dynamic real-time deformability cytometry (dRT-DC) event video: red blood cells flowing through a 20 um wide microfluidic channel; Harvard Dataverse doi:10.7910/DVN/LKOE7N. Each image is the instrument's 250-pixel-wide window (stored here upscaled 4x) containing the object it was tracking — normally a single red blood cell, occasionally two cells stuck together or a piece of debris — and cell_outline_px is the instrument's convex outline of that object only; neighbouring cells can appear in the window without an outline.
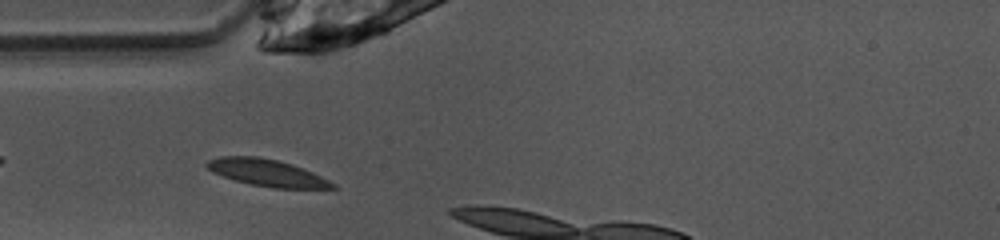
{"species": "common noctule bat (a hibernating species)", "species_latin": "Nyctalus noctula", "temperature_condition": "warm", "stored_images_in_passage": 2, "camera_frame_rate_fps": 3000, "um_per_image_px": 0.085, "animal": {"sex": "female", "body_mass_g": 10.0, "forearm_length_mm": 53.1}, "frame": {"image": 1, "passage_image": 1, "time_ms": 0.0, "image_size_px": [1000, 240], "cell_outline_px": [[340, 188], [272, 188], [252, 184], [236, 180], [212, 172], [204, 164], [208, 160], [220, 156], [256, 156], [276, 160], [292, 164], [312, 172], [336, 184]], "centroid_in_image_um": [22.69, 14.68], "position_along_channel_um": 62.3, "area_um2": 19.48}}